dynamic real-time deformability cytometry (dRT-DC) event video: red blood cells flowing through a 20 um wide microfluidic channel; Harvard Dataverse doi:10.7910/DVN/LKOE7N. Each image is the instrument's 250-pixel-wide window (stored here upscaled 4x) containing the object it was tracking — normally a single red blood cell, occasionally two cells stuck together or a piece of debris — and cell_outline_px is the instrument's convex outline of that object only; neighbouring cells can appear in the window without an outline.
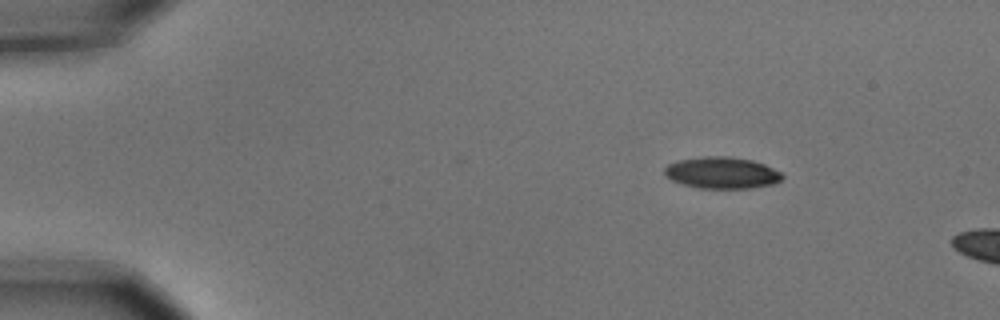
{"species": "common noctule bat (a hibernating species)", "species_latin": "Nyctalus noctula", "temperature_condition": "cold", "stored_images_in_passage": 4, "camera_frame_rate_fps": 3000, "um_per_image_px": 0.085, "animal": {"sex": "male", "body_mass_g": 15.6}, "frame": {"image": 1, "passage_image": 2, "time_ms": 0.333, "image_size_px": [1000, 320], "cell_outline_px": [[784, 176], [776, 184], [752, 188], [700, 188], [684, 184], [672, 180], [664, 176], [664, 168], [668, 164], [680, 160], [704, 156], [728, 156], [752, 160], [764, 164], [780, 172]], "centroid_in_image_um": [61.37, 14.69], "position_along_channel_um": 23.6, "area_um2": 21.68}}